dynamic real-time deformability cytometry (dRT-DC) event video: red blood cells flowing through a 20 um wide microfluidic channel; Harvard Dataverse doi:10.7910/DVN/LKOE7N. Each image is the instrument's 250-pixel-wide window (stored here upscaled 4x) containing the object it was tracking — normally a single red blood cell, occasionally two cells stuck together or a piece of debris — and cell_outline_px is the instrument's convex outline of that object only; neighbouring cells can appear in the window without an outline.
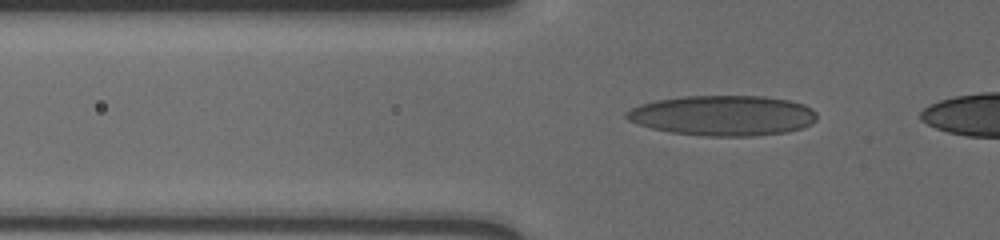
{"species": "human", "species_latin": "Homo sapiens", "temperature_condition": "cold", "stored_images_in_passage": 19, "camera_frame_rate_fps": 3000, "um_per_image_px": 0.085, "donor": {"sex": "male"}, "frame": {"image": 1, "passage_image": 16, "time_ms": 5.0, "image_size_px": [1000, 240], "cell_outline_px": [[816, 120], [812, 124], [800, 128], [784, 132], [752, 136], [704, 136], [672, 132], [652, 128], [628, 120], [624, 116], [624, 112], [640, 104], [656, 100], [684, 96], [764, 96], [788, 100], [804, 104], [812, 108], [816, 112]], "centroid_in_image_um": [61.45, 9.81], "position_along_channel_um": 64.3, "area_um2": 44.62}}